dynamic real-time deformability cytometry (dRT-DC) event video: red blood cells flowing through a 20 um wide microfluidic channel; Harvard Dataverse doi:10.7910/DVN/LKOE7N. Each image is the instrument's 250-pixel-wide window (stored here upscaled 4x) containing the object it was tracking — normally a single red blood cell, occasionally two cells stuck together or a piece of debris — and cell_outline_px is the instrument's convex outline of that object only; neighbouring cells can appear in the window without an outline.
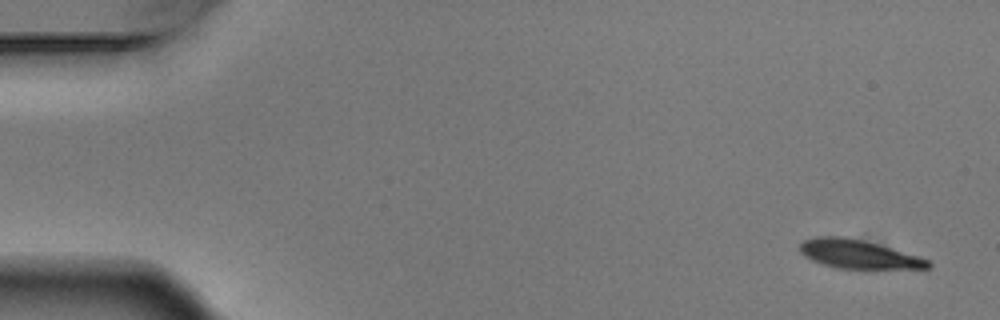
{"species": "Egyptian fruit bat (a non-hibernating species)", "species_latin": "Rousettus aegyptiacus", "temperature_condition": "warm", "stored_images_in_passage": 5, "segment_of_instrument_passage": [2, 2], "camera_frame_rate_fps": 3000, "um_per_image_px": 0.085, "animal": {"sex": "male"}, "frame": {"image": 1, "passage_image": 5, "time_ms": 1.333, "image_size_px": [1000, 320], "cell_outline_px": [[932, 264], [928, 268], [836, 268], [812, 260], [804, 256], [800, 252], [800, 244], [804, 240], [816, 236], [844, 236], [864, 240], [880, 244], [928, 260]], "centroid_in_image_um": [72.91, 21.58], "position_along_channel_um": 12.1, "area_um2": 21.15}}